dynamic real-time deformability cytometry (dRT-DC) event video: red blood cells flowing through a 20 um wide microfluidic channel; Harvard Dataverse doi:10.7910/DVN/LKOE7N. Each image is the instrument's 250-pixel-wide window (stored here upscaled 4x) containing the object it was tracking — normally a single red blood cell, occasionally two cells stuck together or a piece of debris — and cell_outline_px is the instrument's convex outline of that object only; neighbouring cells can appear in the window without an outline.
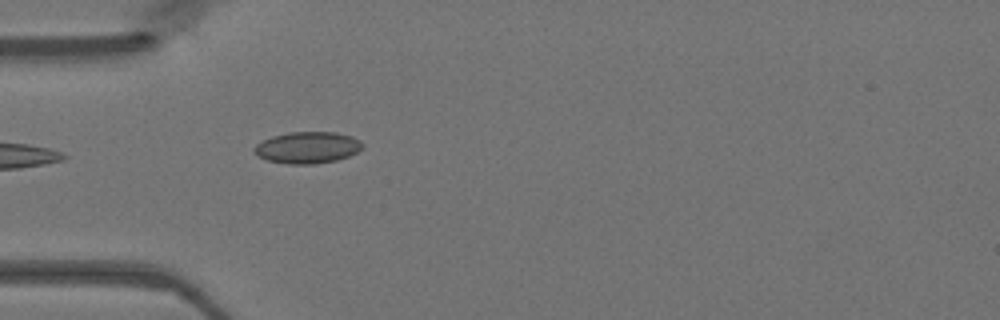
{"species": "Egyptian fruit bat (a non-hibernating species)", "species_latin": "Rousettus aegyptiacus", "temperature_condition": "warm", "stored_images_in_passage": 34, "camera_frame_rate_fps": 3000, "um_per_image_px": 0.085, "animal": {"sex": "female"}, "frame": {"image": 1, "passage_image": 1, "time_ms": 0.0, "image_size_px": [1000, 320], "cell_outline_px": [[364, 148], [348, 156], [336, 160], [312, 164], [288, 164], [268, 160], [256, 156], [252, 152], [252, 148], [256, 144], [272, 136], [288, 132], [336, 132], [352, 136], [360, 140], [364, 144]], "centroid_in_image_um": [26.12, 12.54], "position_along_channel_um": 58.9, "area_um2": 20.11}}
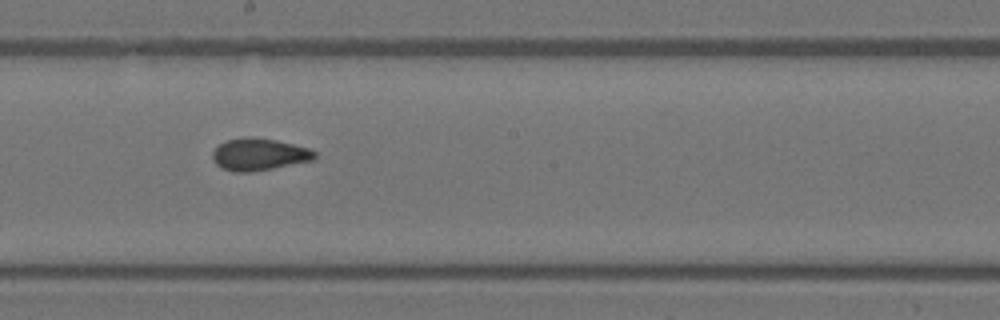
{"frame": {"image": 2, "passage_image": 13, "time_ms": 4.0, "image_size_px": [1000, 320], "cell_outline_px": [[316, 156], [312, 160], [252, 172], [232, 172], [216, 164], [212, 156], [212, 152], [220, 144], [228, 140], [244, 136], [276, 140], [308, 148], [316, 152]], "centroid_in_image_um": [22.0, 13.12], "position_along_channel_um": 226.2, "area_um2": 18.84}}
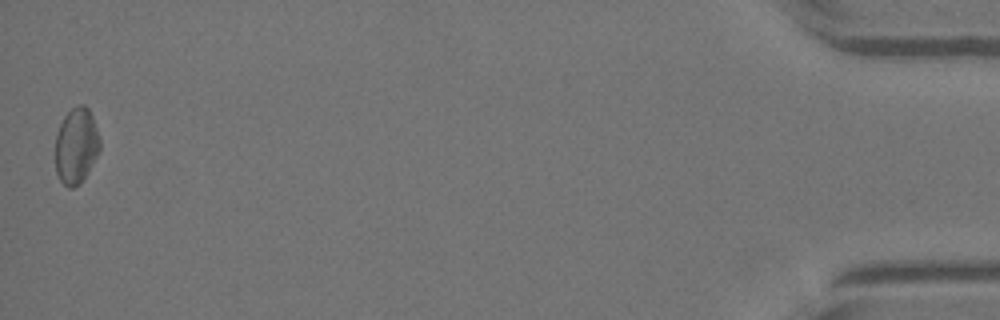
{"frame": {"image": 3, "passage_image": 34, "time_ms": 11.0, "image_size_px": [1000, 320], "cell_outline_px": [[100, 148], [96, 156], [80, 184], [72, 188], [68, 188], [60, 180], [56, 172], [56, 136], [60, 124], [64, 116], [76, 104], [84, 104], [88, 108], [92, 116], [100, 140]], "centroid_in_image_um": [6.47, 12.38], "position_along_channel_um": 428.7, "area_um2": 19.48}}